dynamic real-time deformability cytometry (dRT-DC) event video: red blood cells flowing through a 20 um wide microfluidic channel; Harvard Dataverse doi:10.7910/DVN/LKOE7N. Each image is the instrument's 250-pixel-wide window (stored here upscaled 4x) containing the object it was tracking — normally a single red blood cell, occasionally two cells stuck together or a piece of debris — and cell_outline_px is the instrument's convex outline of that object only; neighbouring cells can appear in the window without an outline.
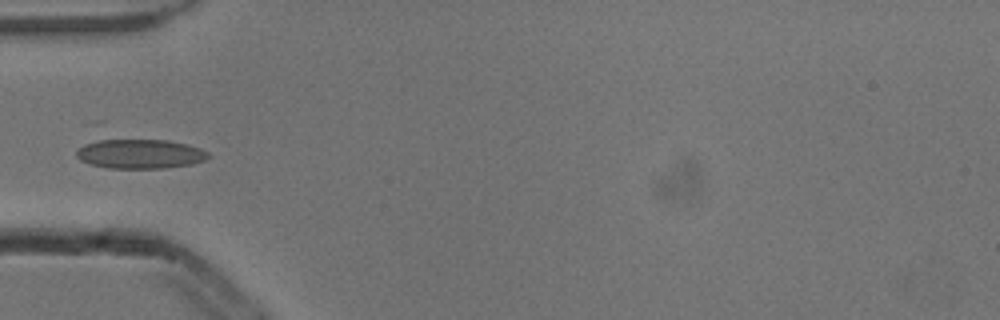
{"species": "common noctule bat (a hibernating species)", "species_latin": "Nyctalus noctula", "temperature_condition": "cold", "stored_images_in_passage": 5, "camera_frame_rate_fps": 3000, "um_per_image_px": 0.085, "animal": {"sex": "male", "body_mass_g": 13.3}, "frame": {"image": 1, "passage_image": 5, "time_ms": 1.333, "image_size_px": [1000, 320], "cell_outline_px": [[212, 156], [204, 160], [192, 164], [164, 168], [108, 168], [92, 164], [80, 160], [76, 156], [76, 152], [84, 144], [100, 140], [168, 140], [188, 144], [200, 148], [208, 152]], "centroid_in_image_um": [11.95, 13.08], "position_along_channel_um": 73.1, "area_um2": 22.48}}